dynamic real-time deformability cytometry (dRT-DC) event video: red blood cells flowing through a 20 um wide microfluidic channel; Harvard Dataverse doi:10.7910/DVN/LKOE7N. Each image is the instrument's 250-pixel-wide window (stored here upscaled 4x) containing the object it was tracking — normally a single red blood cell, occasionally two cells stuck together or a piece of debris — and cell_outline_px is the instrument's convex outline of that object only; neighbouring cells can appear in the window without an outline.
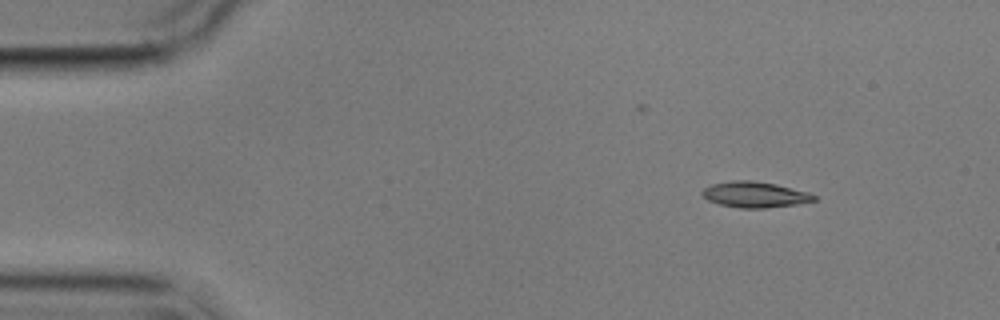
{"species": "common noctule bat (a hibernating species)", "species_latin": "Nyctalus noctula", "temperature_condition": "cold", "stored_images_in_passage": 4, "camera_frame_rate_fps": 3000, "um_per_image_px": 0.085, "animal": {"sex": "male", "body_mass_g": 17.9}, "frame": {"image": 1, "passage_image": 1, "time_ms": 0.0, "image_size_px": [1000, 320], "cell_outline_px": [[816, 200], [796, 204], [764, 208], [740, 208], [720, 204], [708, 200], [700, 192], [704, 188], [712, 184], [732, 180], [752, 180], [776, 184], [808, 192], [816, 196]], "centroid_in_image_um": [64.15, 16.53], "position_along_channel_um": 20.9, "area_um2": 16.7}}
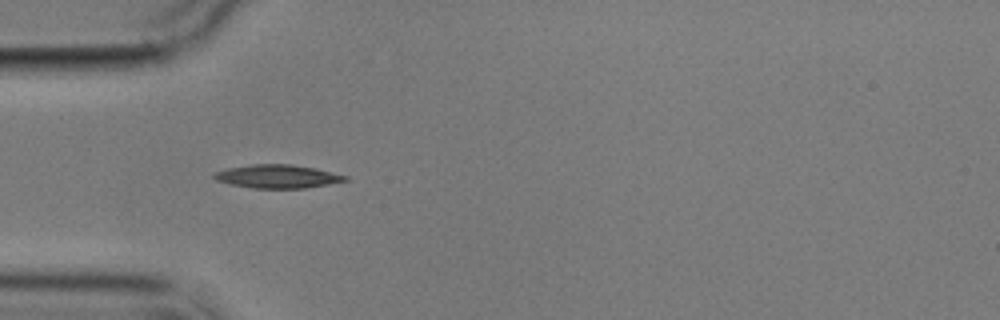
{"frame": {"image": 2, "passage_image": 4, "time_ms": 3.333, "image_size_px": [1000, 320], "cell_outline_px": [[348, 180], [328, 184], [304, 188], [252, 188], [232, 184], [216, 180], [212, 176], [216, 172], [228, 168], [252, 164], [292, 164], [316, 168], [348, 176]], "centroid_in_image_um": [23.61, 14.99], "position_along_channel_um": 61.4, "area_um2": 17.74}}